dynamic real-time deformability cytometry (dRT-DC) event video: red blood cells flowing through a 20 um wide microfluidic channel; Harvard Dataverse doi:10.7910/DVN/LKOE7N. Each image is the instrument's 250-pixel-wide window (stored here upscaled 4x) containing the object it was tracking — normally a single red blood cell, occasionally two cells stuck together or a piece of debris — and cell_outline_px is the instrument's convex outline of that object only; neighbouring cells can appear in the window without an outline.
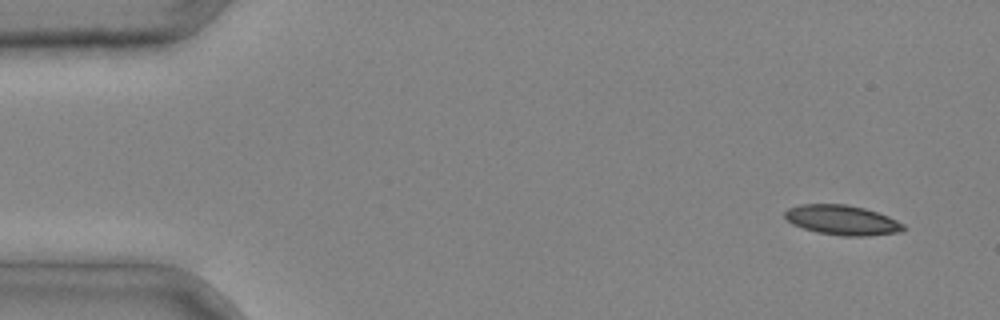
{"species": "common noctule bat (a hibernating species)", "species_latin": "Nyctalus noctula", "temperature_condition": "cold", "stored_images_in_passage": 3, "camera_frame_rate_fps": 3000, "um_per_image_px": 0.085, "animal": {"sex": "male", "body_mass_g": 20.4}, "frame": {"image": 1, "passage_image": 1, "time_ms": 0.0, "image_size_px": [1000, 320], "cell_outline_px": [[904, 228], [900, 232], [864, 236], [840, 236], [816, 232], [792, 224], [784, 216], [784, 212], [788, 208], [800, 204], [844, 204], [864, 208], [888, 216], [904, 224]], "centroid_in_image_um": [71.55, 18.71], "position_along_channel_um": 13.4, "area_um2": 20.52}}
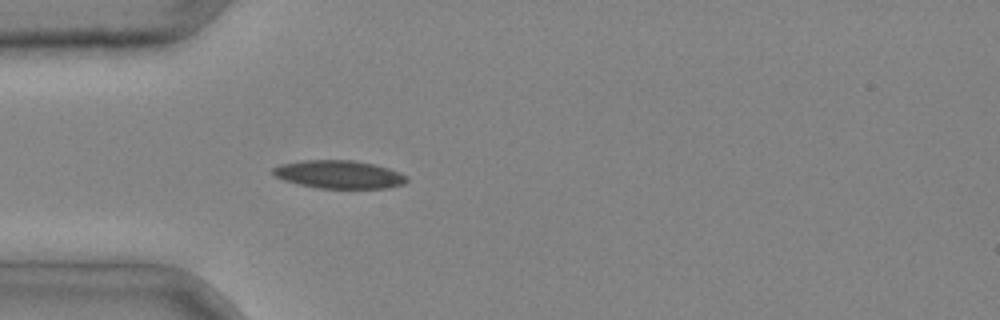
{"frame": {"image": 2, "passage_image": 3, "time_ms": 0.667, "image_size_px": [1000, 320], "cell_outline_px": [[408, 180], [404, 184], [388, 188], [320, 188], [300, 184], [284, 180], [276, 176], [272, 172], [272, 168], [280, 164], [300, 160], [352, 160], [372, 164], [388, 168], [400, 172], [408, 176]], "centroid_in_image_um": [28.83, 14.82], "position_along_channel_um": 56.2, "area_um2": 21.85}}